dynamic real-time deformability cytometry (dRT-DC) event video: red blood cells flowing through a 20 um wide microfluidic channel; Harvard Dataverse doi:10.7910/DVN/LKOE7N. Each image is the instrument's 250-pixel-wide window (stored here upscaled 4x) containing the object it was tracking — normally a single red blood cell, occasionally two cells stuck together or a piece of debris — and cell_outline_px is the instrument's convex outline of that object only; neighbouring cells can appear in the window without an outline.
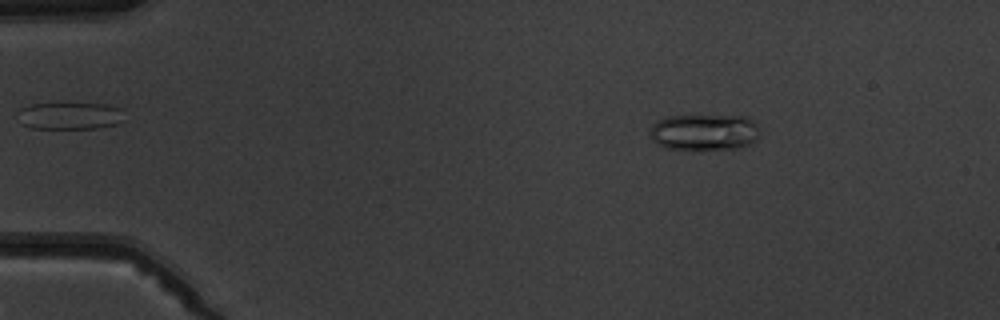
{"species": "common noctule bat (a hibernating species)", "species_latin": "Nyctalus noctula", "temperature_condition": "warm", "stored_images_in_passage": 4, "camera_frame_rate_fps": 3000, "um_per_image_px": 0.085, "animal": {"sex": "male", "body_mass_g": 19.5, "forearm_length_mm": 54.6}, "frame": {"image": 1, "passage_image": 2, "time_ms": 1.0, "image_size_px": [1000, 320], "cell_outline_px": [[760, 136], [756, 140], [748, 144], [736, 148], [664, 148], [652, 136], [652, 128], [656, 120], [668, 116], [748, 116], [756, 124], [760, 132]], "centroid_in_image_um": [59.93, 11.2], "position_along_channel_um": 25.1, "area_um2": 22.66}}